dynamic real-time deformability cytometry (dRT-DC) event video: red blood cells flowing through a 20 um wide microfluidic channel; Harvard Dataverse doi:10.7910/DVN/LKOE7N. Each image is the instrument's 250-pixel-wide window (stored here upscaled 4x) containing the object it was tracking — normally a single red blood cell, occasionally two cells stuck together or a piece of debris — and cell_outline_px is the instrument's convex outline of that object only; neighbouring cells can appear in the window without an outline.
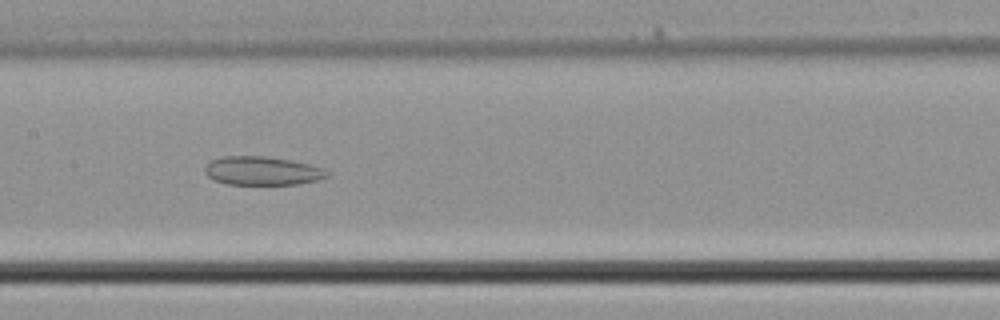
{"species": "common noctule bat (a hibernating species)", "species_latin": "Nyctalus noctula", "temperature_condition": "cold", "stored_images_in_passage": 36, "camera_frame_rate_fps": 3000, "um_per_image_px": 0.085, "animal": {"sex": "male", "body_mass_g": 21.5, "forearm_length_mm": 52.0}, "frame": {"image": 1, "passage_image": 18, "time_ms": 5.667, "image_size_px": [1000, 320], "cell_outline_px": [[328, 176], [316, 180], [300, 184], [228, 184], [216, 180], [208, 176], [204, 172], [204, 168], [212, 160], [224, 156], [264, 156], [288, 160], [308, 164], [324, 168], [328, 172]], "centroid_in_image_um": [22.29, 14.52], "position_along_channel_um": 185.1, "area_um2": 20.11}}
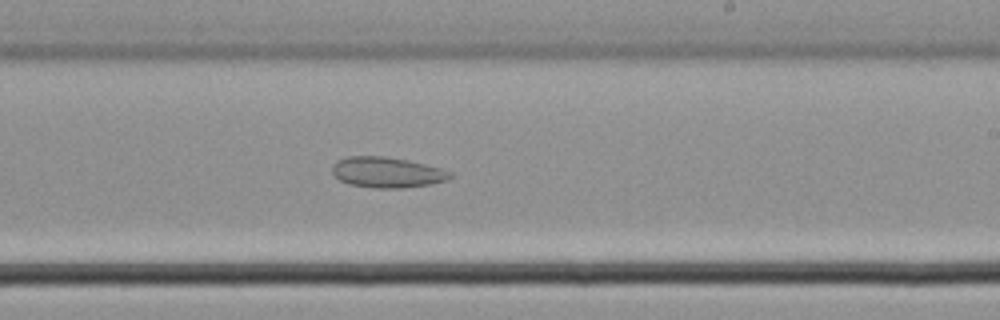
{"frame": {"image": 2, "passage_image": 22, "time_ms": 7.0, "image_size_px": [1000, 320], "cell_outline_px": [[452, 176], [448, 180], [432, 184], [404, 188], [372, 188], [348, 184], [340, 180], [332, 172], [332, 164], [336, 160], [348, 156], [384, 156], [408, 160], [440, 168], [452, 172]], "centroid_in_image_um": [32.89, 14.65], "position_along_channel_um": 256.1, "area_um2": 21.21}}
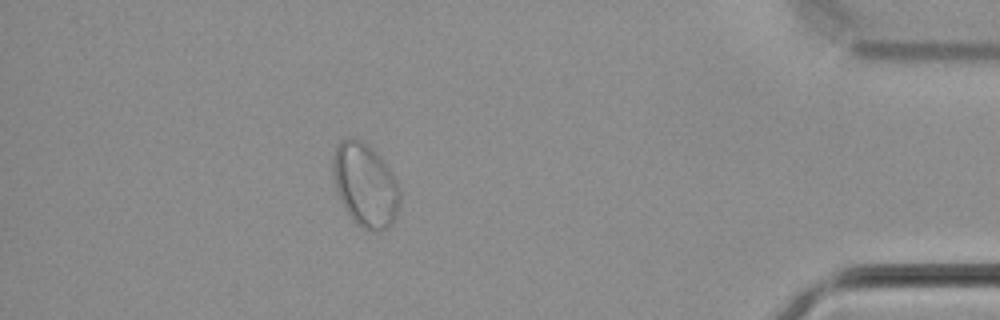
{"frame": {"image": 3, "passage_image": 33, "time_ms": 10.667, "image_size_px": [1000, 320], "cell_outline_px": [[400, 200], [396, 216], [392, 224], [388, 228], [380, 232], [372, 232], [356, 224], [352, 220], [344, 208], [336, 192], [332, 172], [332, 156], [336, 144], [340, 140], [348, 136], [352, 136], [368, 144], [384, 160], [392, 172], [400, 188]], "centroid_in_image_um": [31.03, 15.71], "position_along_channel_um": 404.2, "area_um2": 33.47}}